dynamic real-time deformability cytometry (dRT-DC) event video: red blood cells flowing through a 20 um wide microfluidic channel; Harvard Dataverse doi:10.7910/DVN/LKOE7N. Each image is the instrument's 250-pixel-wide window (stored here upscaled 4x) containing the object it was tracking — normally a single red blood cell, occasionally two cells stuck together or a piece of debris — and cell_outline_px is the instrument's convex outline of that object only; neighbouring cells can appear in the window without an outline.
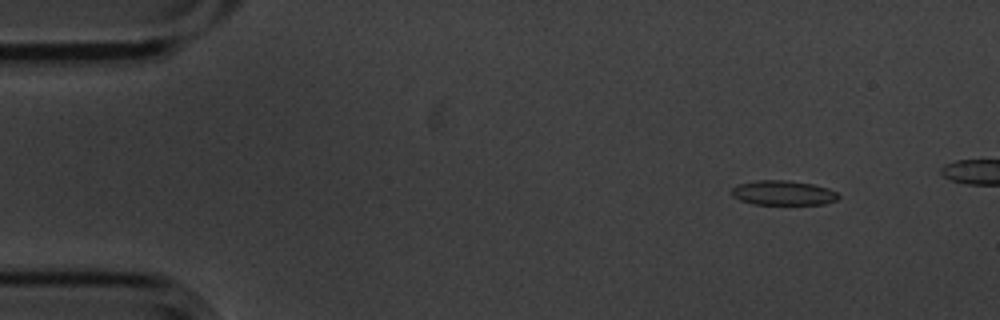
{"species": "common noctule bat (a hibernating species)", "species_latin": "Nyctalus noctula", "temperature_condition": "cold", "stored_images_in_passage": 5, "camera_frame_rate_fps": 3000, "um_per_image_px": 0.085, "animal": {"sex": "male", "body_mass_g": 20.1, "forearm_length_mm": 53.5}, "frame": {"image": 1, "passage_image": 2, "time_ms": 0.333, "image_size_px": [1000, 320], "cell_outline_px": [[840, 196], [836, 200], [824, 204], [752, 204], [740, 200], [732, 196], [732, 188], [740, 184], [756, 180], [788, 180], [812, 184], [828, 188], [836, 192]], "centroid_in_image_um": [66.57, 16.39], "position_along_channel_um": 18.4, "area_um2": 15.26}}